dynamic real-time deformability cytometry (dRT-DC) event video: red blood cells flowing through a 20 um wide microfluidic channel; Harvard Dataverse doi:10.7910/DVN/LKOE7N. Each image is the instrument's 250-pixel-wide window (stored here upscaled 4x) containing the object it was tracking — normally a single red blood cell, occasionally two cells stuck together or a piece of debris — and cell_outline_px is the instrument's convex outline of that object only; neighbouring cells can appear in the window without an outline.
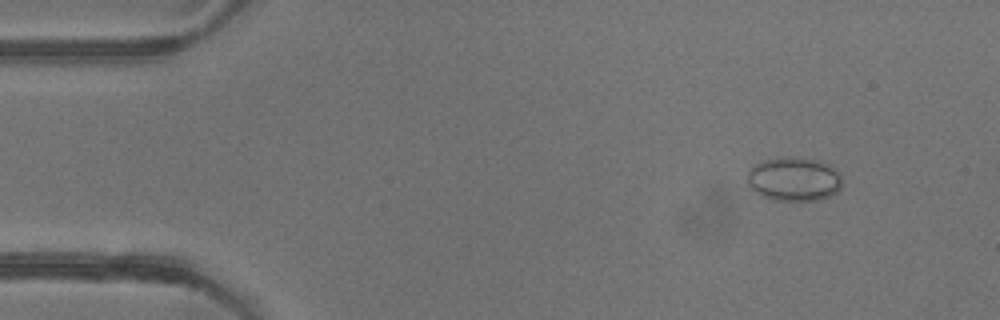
{"species": "common noctule bat (a hibernating species)", "species_latin": "Nyctalus noctula", "temperature_condition": "warm", "stored_images_in_passage": 49, "camera_frame_rate_fps": 3000, "um_per_image_px": 0.085, "animal": {"sex": "female"}, "frame": {"image": 1, "passage_image": 2, "time_ms": 0.333, "image_size_px": [1000, 320], "cell_outline_px": [[844, 180], [840, 188], [836, 192], [828, 196], [816, 200], [772, 200], [760, 196], [748, 184], [748, 172], [752, 164], [776, 156], [792, 156], [816, 160], [828, 164], [836, 168], [840, 172]], "centroid_in_image_um": [67.49, 15.2], "position_along_channel_um": 17.5, "area_um2": 24.74}}
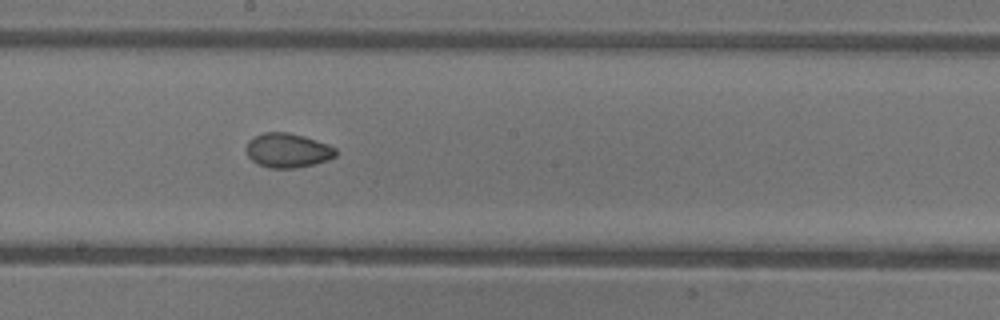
{"frame": {"image": 2, "passage_image": 25, "time_ms": 8.0, "image_size_px": [1000, 320], "cell_outline_px": [[336, 156], [328, 160], [316, 164], [296, 168], [268, 168], [252, 160], [248, 156], [244, 148], [248, 140], [264, 132], [288, 132], [304, 136], [328, 144], [336, 148]], "centroid_in_image_um": [24.45, 12.78], "position_along_channel_um": 223.8, "area_um2": 18.09}}
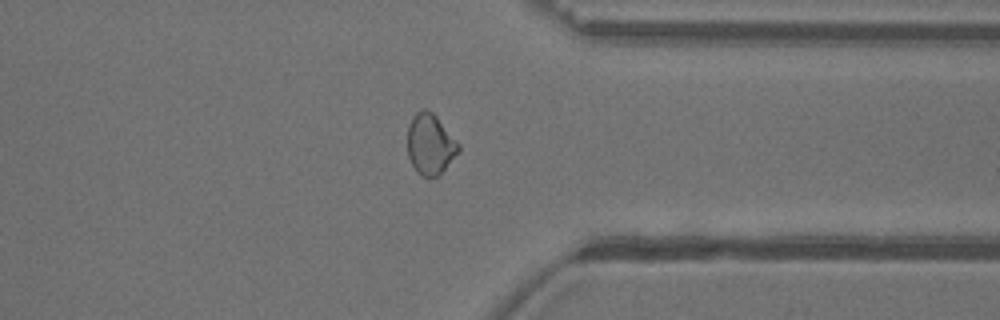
{"frame": {"image": 3, "passage_image": 37, "time_ms": 12.0, "image_size_px": [1000, 320], "cell_outline_px": [[460, 152], [440, 176], [424, 176], [416, 172], [408, 156], [408, 124], [412, 116], [416, 112], [424, 108], [432, 112], [436, 116], [460, 144]], "centroid_in_image_um": [36.59, 12.27], "position_along_channel_um": 374.8, "area_um2": 18.26}, "authors_computed_cell_mechanics": {"area_um2": 18.6694, "velocity_mm_per_s": 3.913, "shape_relaxation_time_tau1_ms": 5.1136, "shape_relaxation_time_tau2_ms": 1.0768, "deformation_change_tau1": 0.1382, "deformation_change_tau2": 0.0382}}